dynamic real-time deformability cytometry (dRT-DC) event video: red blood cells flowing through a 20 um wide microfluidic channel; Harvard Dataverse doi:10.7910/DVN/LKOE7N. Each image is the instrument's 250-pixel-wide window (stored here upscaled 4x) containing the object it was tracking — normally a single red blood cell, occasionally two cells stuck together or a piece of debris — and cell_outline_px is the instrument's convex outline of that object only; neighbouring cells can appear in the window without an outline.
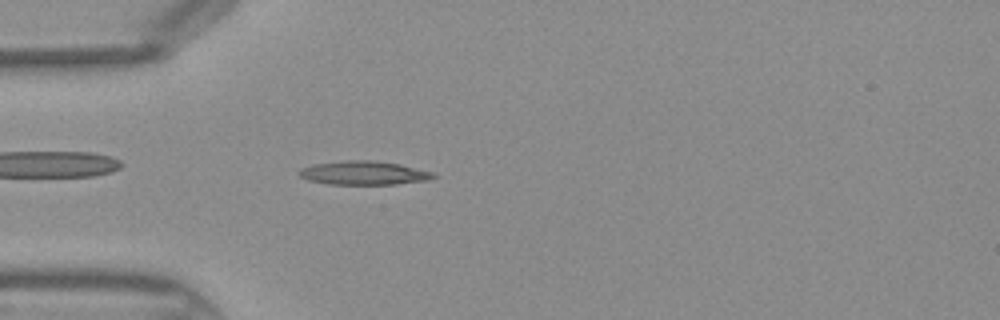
{"species": "Egyptian fruit bat (a non-hibernating species)", "species_latin": "Rousettus aegyptiacus", "temperature_condition": "warm", "stored_images_in_passage": 44, "camera_frame_rate_fps": 3000, "um_per_image_px": 0.085, "frame": {"image": 1, "passage_image": 12, "time_ms": 3.667, "image_size_px": [1000, 320], "cell_outline_px": [[436, 176], [428, 180], [396, 184], [328, 184], [308, 180], [300, 176], [296, 172], [300, 168], [312, 164], [344, 160], [372, 160], [400, 164], [432, 172]], "centroid_in_image_um": [30.86, 14.69], "position_along_channel_um": 54.1, "area_um2": 18.61}}
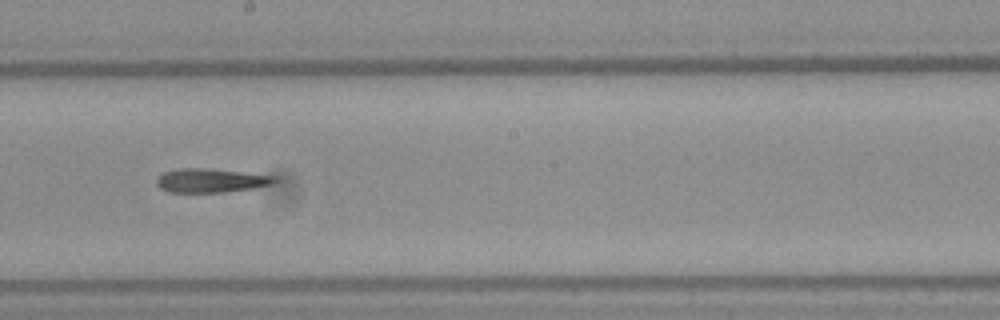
{"frame": {"image": 2, "passage_image": 24, "time_ms": 7.667, "image_size_px": [1000, 320], "cell_outline_px": [[276, 180], [272, 184], [252, 188], [224, 192], [168, 192], [160, 188], [156, 184], [156, 180], [164, 172], [180, 168], [208, 168], [276, 176]], "centroid_in_image_um": [17.9, 15.34], "position_along_channel_um": 230.3, "area_um2": 16.3}}
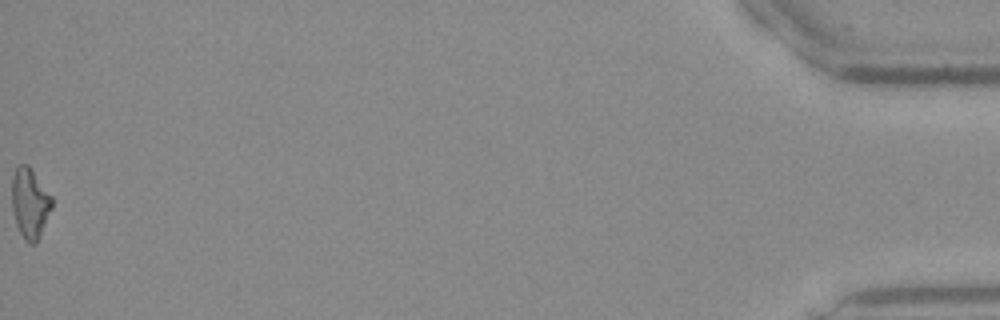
{"frame": {"image": 3, "passage_image": 44, "time_ms": 14.333, "image_size_px": [1000, 320], "cell_outline_px": [[52, 208], [36, 244], [32, 244], [24, 240], [16, 224], [12, 208], [12, 176], [16, 168], [20, 164], [28, 164], [52, 196]], "centroid_in_image_um": [2.54, 17.26], "position_along_channel_um": 432.7, "area_um2": 16.36}}